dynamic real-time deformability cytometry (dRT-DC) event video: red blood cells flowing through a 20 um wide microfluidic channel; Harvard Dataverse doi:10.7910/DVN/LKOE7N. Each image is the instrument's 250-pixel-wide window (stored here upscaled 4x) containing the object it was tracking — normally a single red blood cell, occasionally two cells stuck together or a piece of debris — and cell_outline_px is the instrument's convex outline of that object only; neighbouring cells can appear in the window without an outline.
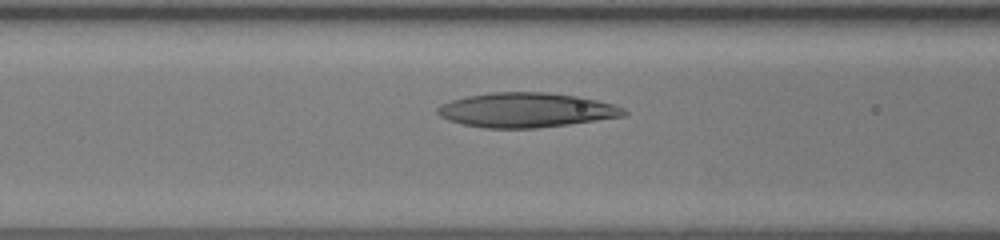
{"species": "human", "species_latin": "Homo sapiens", "temperature_condition": "room temperature", "stored_images_in_passage": 38, "camera_frame_rate_fps": 3000, "um_per_image_px": 0.085, "donor": {"sex": "female"}, "frame": {"image": 1, "passage_image": 10, "time_ms": 3.0, "image_size_px": [1000, 240], "cell_outline_px": [[628, 112], [624, 116], [568, 124], [536, 128], [484, 128], [464, 124], [448, 120], [440, 116], [436, 112], [436, 108], [440, 104], [464, 96], [492, 92], [548, 92], [576, 96], [596, 100], [612, 104], [624, 108]], "centroid_in_image_um": [44.69, 9.35], "position_along_channel_um": 121.9, "area_um2": 37.51}}
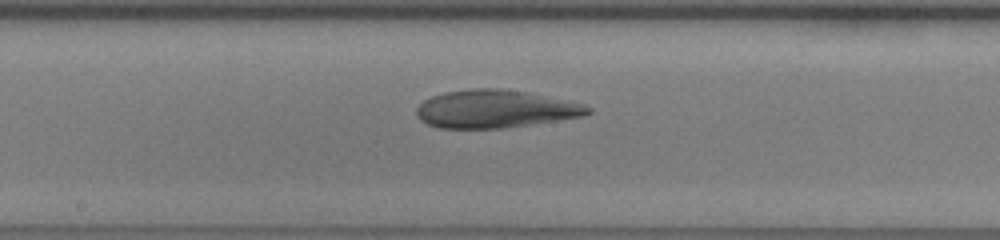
{"frame": {"image": 2, "passage_image": 16, "time_ms": 5.0, "image_size_px": [1000, 240], "cell_outline_px": [[592, 112], [584, 116], [500, 128], [440, 128], [428, 124], [420, 120], [416, 116], [416, 108], [424, 100], [432, 96], [444, 92], [476, 88], [500, 88], [524, 92], [584, 104], [592, 108]], "centroid_in_image_um": [42.05, 9.26], "position_along_channel_um": 206.1, "area_um2": 37.4}}
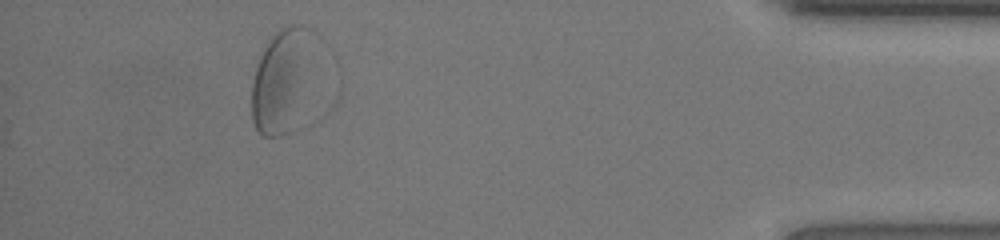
{"frame": {"image": 3, "passage_image": 34, "time_ms": 11.0, "image_size_px": [1000, 240], "cell_outline_px": [[320, 116], [308, 128], [280, 136], [264, 136], [256, 128], [252, 120], [252, 84], [256, 68], [260, 56], [264, 48], [272, 36], [276, 32], [288, 24], [300, 24], [316, 32], [320, 36]], "centroid_in_image_um": [24.45, 7.0], "position_along_channel_um": 410.8, "area_um2": 46.59}}